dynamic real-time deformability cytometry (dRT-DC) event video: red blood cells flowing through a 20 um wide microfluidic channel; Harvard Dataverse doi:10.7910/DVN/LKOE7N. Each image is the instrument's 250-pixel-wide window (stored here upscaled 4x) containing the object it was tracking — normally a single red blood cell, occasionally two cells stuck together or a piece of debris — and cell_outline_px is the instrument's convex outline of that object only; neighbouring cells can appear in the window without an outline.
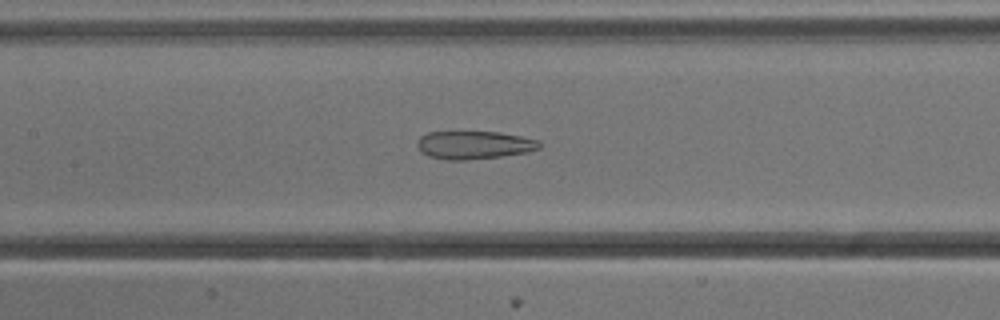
{"species": "common noctule bat (a hibernating species)", "species_latin": "Nyctalus noctula", "temperature_condition": "cold", "stored_images_in_passage": 51, "camera_frame_rate_fps": 3000, "um_per_image_px": 0.085, "animal": {"sex": "male", "body_mass_g": 13.3}, "frame": {"image": 1, "passage_image": 22, "time_ms": 7.0, "image_size_px": [1000, 320], "cell_outline_px": [[544, 144], [540, 148], [528, 152], [500, 156], [464, 160], [444, 160], [428, 156], [420, 152], [416, 144], [416, 140], [420, 136], [428, 132], [500, 132], [540, 140]], "centroid_in_image_um": [40.29, 12.32], "position_along_channel_um": 167.1, "area_um2": 20.23}}
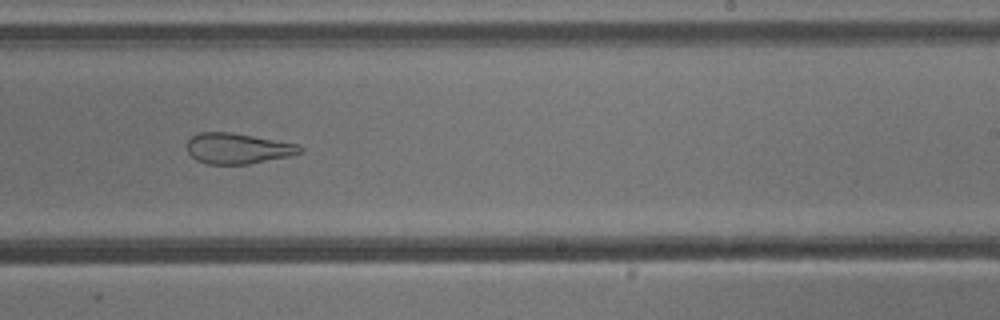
{"frame": {"image": 2, "passage_image": 30, "time_ms": 9.667, "image_size_px": [1000, 320], "cell_outline_px": [[304, 152], [288, 156], [248, 164], [208, 164], [196, 160], [188, 152], [188, 140], [192, 136], [200, 132], [232, 132], [300, 144], [304, 148]], "centroid_in_image_um": [20.25, 12.61], "position_along_channel_um": 268.8, "area_um2": 20.23}}
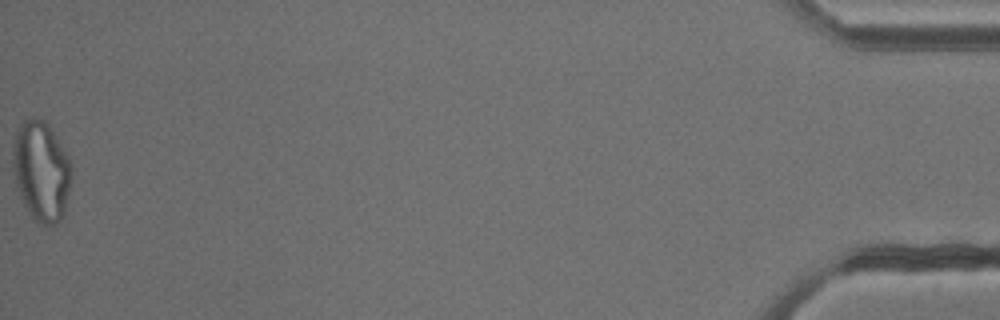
{"frame": {"image": 3, "passage_image": 51, "time_ms": 16.667, "image_size_px": [1000, 320], "cell_outline_px": [[72, 176], [64, 212], [60, 220], [56, 224], [40, 224], [32, 220], [20, 196], [16, 184], [12, 164], [12, 152], [16, 132], [20, 124], [24, 120], [32, 116], [44, 120], [48, 124], [68, 156], [72, 164]], "centroid_in_image_um": [3.5, 14.54], "position_along_channel_um": 431.7, "area_um2": 34.39}, "authors_computed_cell_mechanics": {"area_um2": 27.9174, "velocity_mm_per_s": 3.8369, "shape_relaxation_time_tau1_ms": null, "shape_relaxation_time_tau2_ms": 2.7735, "deformation_change_tau1": null, "deformation_change_tau2": 0.1271}}